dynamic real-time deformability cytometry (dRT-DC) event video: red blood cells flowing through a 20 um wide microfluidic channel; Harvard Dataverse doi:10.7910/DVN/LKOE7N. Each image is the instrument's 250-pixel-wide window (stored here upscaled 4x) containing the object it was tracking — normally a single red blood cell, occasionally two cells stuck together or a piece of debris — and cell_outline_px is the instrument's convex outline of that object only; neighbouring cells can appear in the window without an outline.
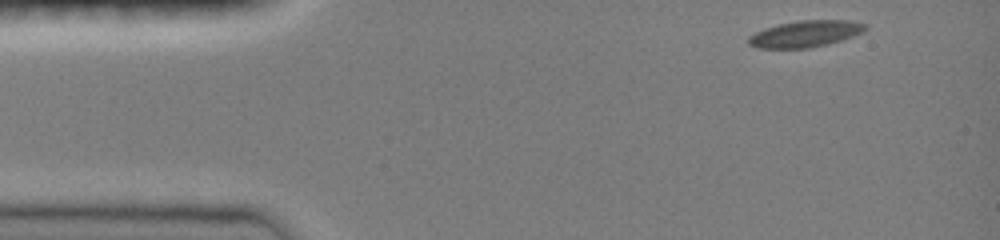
{"species": "common noctule bat (a hibernating species)", "species_latin": "Nyctalus noctula", "temperature_condition": "room temperature", "stored_images_in_passage": 41, "camera_frame_rate_fps": 3000, "um_per_image_px": 0.085, "animal": {"sex": "female", "body_mass_g": 19.0, "forearm_length_mm": 51.5}, "frame": {"image": 1, "passage_image": 1, "time_ms": 0.0, "image_size_px": [1000, 240], "cell_outline_px": [[868, 28], [864, 32], [840, 40], [808, 48], [756, 48], [748, 44], [748, 36], [764, 28], [776, 24], [800, 20], [848, 20], [868, 24]], "centroid_in_image_um": [68.44, 2.86], "position_along_channel_um": 16.6, "area_um2": 18.09}}
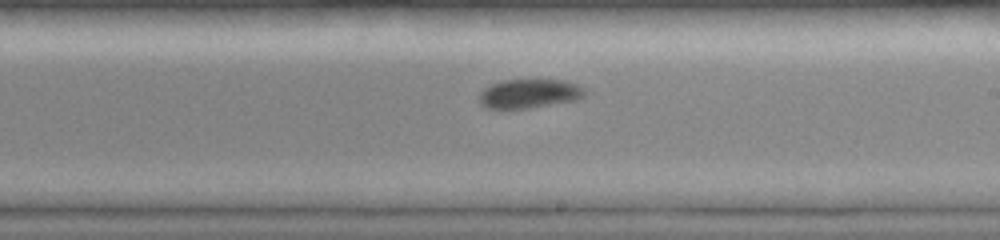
{"frame": {"image": 2, "passage_image": 24, "time_ms": 7.667, "image_size_px": [1000, 240], "cell_outline_px": [[588, 92], [584, 96], [576, 100], [528, 108], [484, 108], [480, 104], [480, 92], [484, 88], [492, 84], [504, 80], [564, 80], [576, 84], [584, 88]], "centroid_in_image_um": [45.0, 7.96], "position_along_channel_um": 244.0, "area_um2": 17.8}}
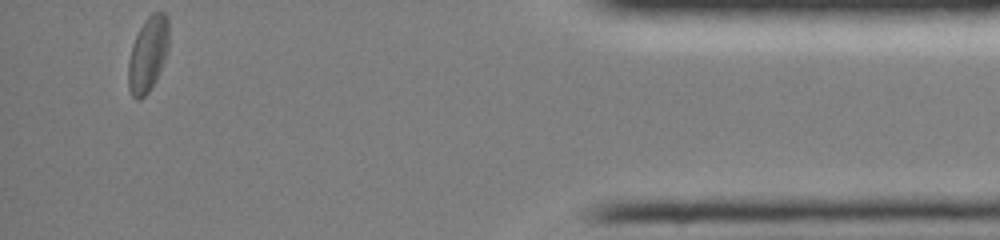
{"frame": {"image": 3, "passage_image": 41, "time_ms": 13.333, "image_size_px": [1000, 240], "cell_outline_px": [[168, 52], [156, 80], [148, 92], [140, 100], [136, 100], [132, 96], [128, 88], [128, 60], [132, 44], [144, 20], [152, 12], [164, 12], [168, 16]], "centroid_in_image_um": [12.57, 4.61], "position_along_channel_um": 422.6, "area_um2": 17.98}, "authors_computed_cell_mechanics": {"area_um2": 18.0336, "velocity_mm_per_s": 4.0367, "shape_relaxation_time_tau1_ms": 4.247, "shape_relaxation_time_tau2_ms": null, "deformation_change_tau1": 0.113, "deformation_change_tau2": null}}